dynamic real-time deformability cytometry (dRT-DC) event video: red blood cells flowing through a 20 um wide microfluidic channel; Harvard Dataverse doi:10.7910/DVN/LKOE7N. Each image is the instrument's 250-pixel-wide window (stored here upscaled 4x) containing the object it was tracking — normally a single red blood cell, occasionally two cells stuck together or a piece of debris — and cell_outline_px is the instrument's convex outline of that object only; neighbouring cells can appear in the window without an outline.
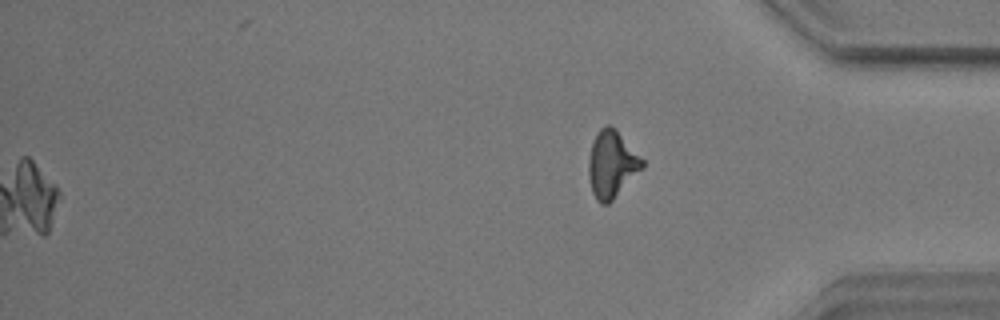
{"species": "common noctule bat (a hibernating species)", "species_latin": "Nyctalus noctula", "temperature_condition": "warm", "stored_images_in_passage": 42, "camera_frame_rate_fps": 3000, "um_per_image_px": 0.085, "animal": {"sex": "male", "body_mass_g": 17.9}, "frame": {"image": 1, "passage_image": 42, "time_ms": 13.667, "image_size_px": [1000, 320], "cell_outline_px": [[644, 168], [608, 204], [600, 204], [596, 200], [592, 192], [588, 176], [588, 160], [592, 140], [600, 128], [604, 124], [612, 124], [616, 128], [644, 160]], "centroid_in_image_um": [51.99, 13.93], "position_along_channel_um": 383.2, "area_um2": 21.33}}